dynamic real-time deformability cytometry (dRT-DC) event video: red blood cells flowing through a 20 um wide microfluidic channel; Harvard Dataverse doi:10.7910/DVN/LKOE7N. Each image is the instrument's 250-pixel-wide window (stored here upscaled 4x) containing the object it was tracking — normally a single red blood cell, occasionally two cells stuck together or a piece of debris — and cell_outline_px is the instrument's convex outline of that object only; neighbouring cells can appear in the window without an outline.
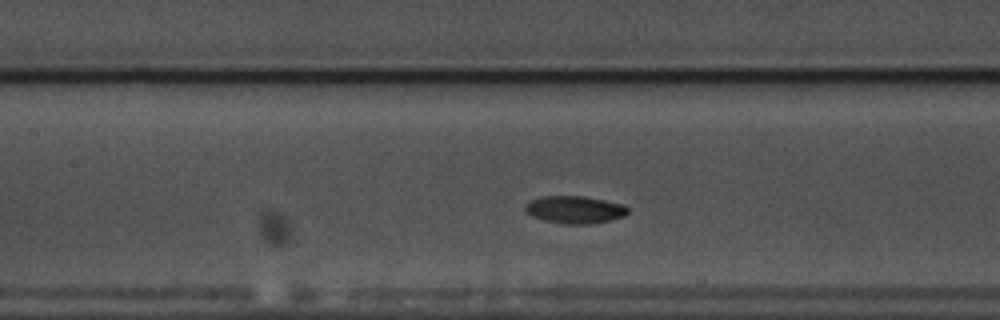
{"species": "common noctule bat (a hibernating species)", "species_latin": "Nyctalus noctula", "temperature_condition": "warm", "stored_images_in_passage": 48, "camera_frame_rate_fps": 3000, "um_per_image_px": 0.085, "animal": {"sex": "male", "body_mass_g": 17.5, "forearm_length_mm": 52.3}, "frame": {"image": 1, "passage_image": 17, "time_ms": 5.333, "image_size_px": [1000, 320], "cell_outline_px": [[628, 212], [624, 216], [612, 220], [588, 224], [564, 224], [544, 220], [532, 216], [524, 208], [524, 204], [528, 200], [544, 196], [584, 196], [624, 204], [628, 208]], "centroid_in_image_um": [48.85, 17.81], "position_along_channel_um": 158.5, "area_um2": 16.53}}
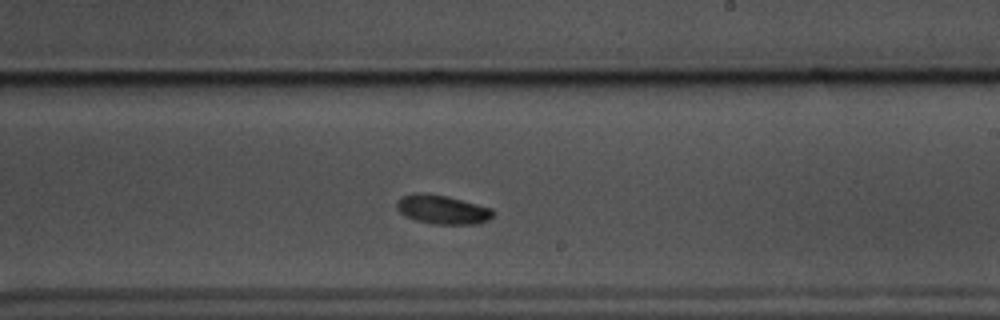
{"frame": {"image": 2, "passage_image": 25, "time_ms": 8.0, "image_size_px": [1000, 320], "cell_outline_px": [[492, 216], [488, 220], [476, 224], [436, 224], [416, 220], [404, 216], [396, 208], [396, 200], [400, 196], [412, 192], [420, 192], [448, 196], [492, 208]], "centroid_in_image_um": [37.54, 17.79], "position_along_channel_um": 251.5, "area_um2": 16.42}}
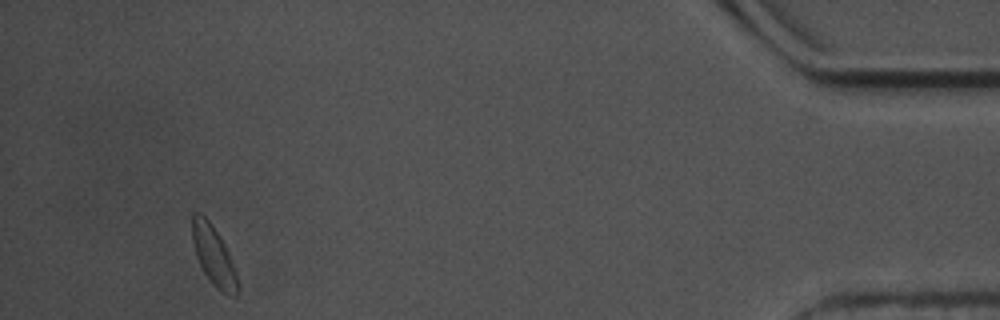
{"frame": {"image": 3, "passage_image": 45, "time_ms": 14.667, "image_size_px": [1000, 320], "cell_outline_px": [[240, 284], [236, 296], [224, 292], [216, 288], [212, 284], [204, 272], [196, 256], [192, 240], [192, 212], [200, 212], [212, 224], [220, 236], [236, 268]], "centroid_in_image_um": [18.17, 21.72], "position_along_channel_um": 417.0, "area_um2": 15.84}, "authors_computed_cell_mechanics": {"area_um2": 15.7794, "velocity_mm_per_s": 3.5041, "shape_relaxation_time_tau1_ms": 2.5449, "shape_relaxation_time_tau2_ms": 10.3727, "deformation_change_tau1": 0.0928, "deformation_change_tau2": 0.0741}}